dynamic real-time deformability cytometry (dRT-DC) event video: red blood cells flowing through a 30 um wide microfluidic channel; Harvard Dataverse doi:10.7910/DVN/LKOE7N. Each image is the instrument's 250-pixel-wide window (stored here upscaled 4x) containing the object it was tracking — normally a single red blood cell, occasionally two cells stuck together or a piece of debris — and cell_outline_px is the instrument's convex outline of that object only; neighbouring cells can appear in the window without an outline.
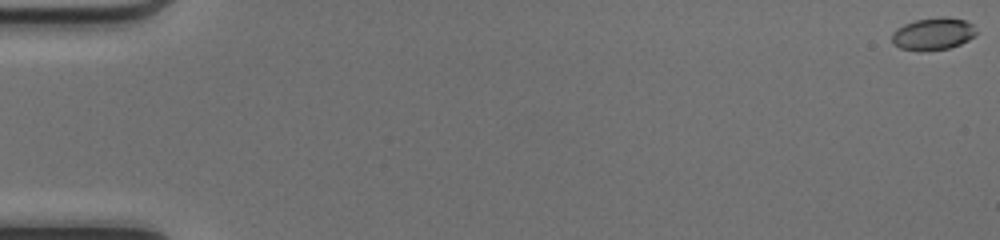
{"species": "common noctule bat (a hibernating species)", "species_latin": "Nyctalus noctula", "temperature_condition": "cold", "stored_images_in_passage": 51, "camera_frame_rate_fps": 3000, "um_per_image_px": 0.085, "animal": {"sex": "female", "body_mass_g": 17.0, "forearm_length_mm": 48.0}, "frame": {"image": 1, "passage_image": 1, "time_ms": 0.0, "image_size_px": [1000, 240], "cell_outline_px": [[976, 32], [968, 40], [960, 44], [948, 48], [900, 48], [892, 44], [892, 32], [896, 28], [904, 24], [916, 20], [944, 16], [964, 20], [972, 24]], "centroid_in_image_um": [79.3, 2.83], "position_along_channel_um": 5.7, "area_um2": 15.2}}
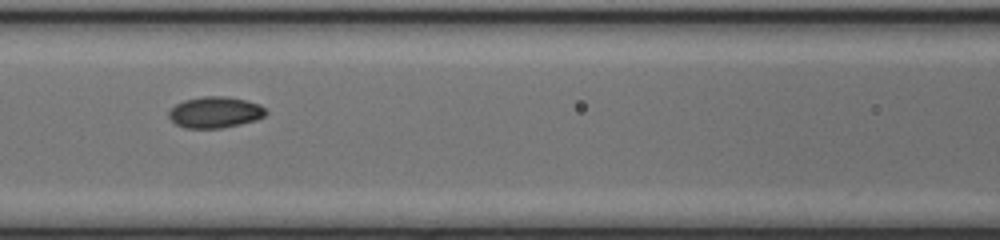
{"frame": {"image": 2, "passage_image": 24, "time_ms": 7.667, "image_size_px": [1000, 240], "cell_outline_px": [[268, 112], [264, 116], [256, 120], [240, 124], [220, 128], [184, 128], [176, 124], [168, 116], [168, 112], [176, 104], [184, 100], [204, 96], [228, 96], [260, 104]], "centroid_in_image_um": [18.28, 9.54], "position_along_channel_um": 148.3, "area_um2": 17.63}}
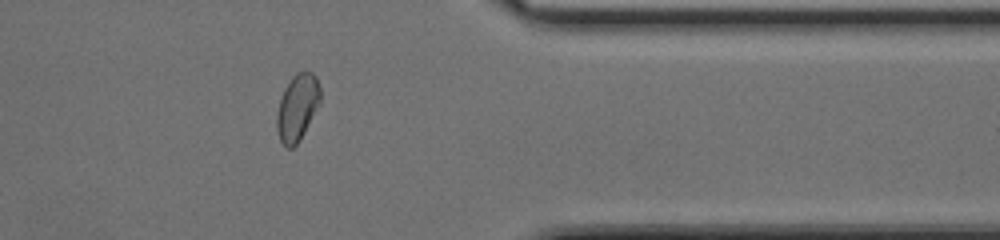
{"frame": {"image": 3, "passage_image": 42, "time_ms": 13.667, "image_size_px": [1000, 240], "cell_outline_px": [[320, 104], [300, 140], [292, 148], [288, 148], [280, 140], [276, 128], [276, 116], [280, 100], [284, 88], [292, 76], [296, 72], [312, 72], [316, 76], [320, 88]], "centroid_in_image_um": [25.27, 9.12], "position_along_channel_um": 386.1, "area_um2": 16.88}, "authors_computed_cell_mechanics": {"area_um2": 16.8776, "velocity_mm_per_s": 4.1883, "shape_relaxation_time_tau1_ms": 2.8602, "shape_relaxation_time_tau2_ms": 1.7258, "deformation_change_tau1": 0.0972, "deformation_change_tau2": 0.0422}}